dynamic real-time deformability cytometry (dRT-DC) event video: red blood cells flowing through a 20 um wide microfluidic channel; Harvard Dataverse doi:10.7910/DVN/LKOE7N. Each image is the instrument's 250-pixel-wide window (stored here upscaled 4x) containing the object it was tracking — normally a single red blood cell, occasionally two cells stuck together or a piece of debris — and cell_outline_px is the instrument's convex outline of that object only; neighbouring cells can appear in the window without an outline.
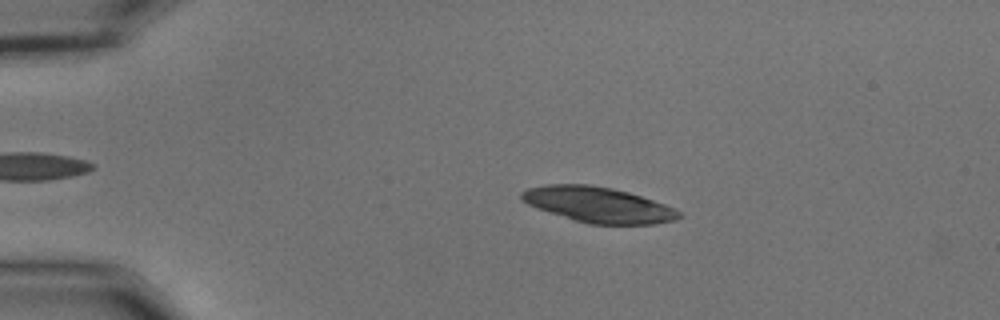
{"species": "common noctule bat (a hibernating species)", "species_latin": "Nyctalus noctula", "temperature_condition": "cold", "stored_images_in_passage": 44, "camera_frame_rate_fps": 3000, "um_per_image_px": 0.085, "animal": {"sex": "male", "body_mass_g": 15.6}, "frame": {"image": 1, "passage_image": 1, "time_ms": 0.0, "image_size_px": [1000, 320], "cell_outline_px": [[684, 216], [676, 220], [652, 224], [588, 224], [536, 208], [528, 204], [520, 196], [520, 192], [528, 188], [548, 184], [588, 184], [612, 188], [628, 192], [664, 204], [680, 212]], "centroid_in_image_um": [50.84, 17.4], "position_along_channel_um": 34.2, "area_um2": 32.31}}